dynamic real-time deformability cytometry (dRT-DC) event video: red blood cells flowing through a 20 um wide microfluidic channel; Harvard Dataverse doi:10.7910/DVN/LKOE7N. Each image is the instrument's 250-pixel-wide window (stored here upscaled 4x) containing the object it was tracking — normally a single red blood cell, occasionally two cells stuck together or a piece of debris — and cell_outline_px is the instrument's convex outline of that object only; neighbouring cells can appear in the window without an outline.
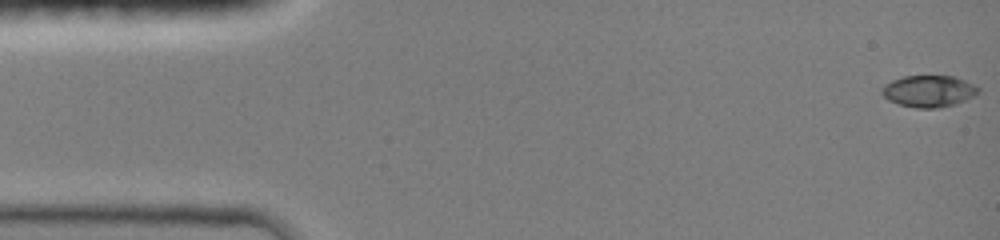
{"species": "common noctule bat (a hibernating species)", "species_latin": "Nyctalus noctula", "temperature_condition": "room temperature", "stored_images_in_passage": 32, "camera_frame_rate_fps": 3000, "um_per_image_px": 0.085, "animal": {"sex": "female", "body_mass_g": 19.0, "forearm_length_mm": 51.5}, "frame": {"image": 1, "passage_image": 1, "time_ms": 0.0, "image_size_px": [1000, 240], "cell_outline_px": [[980, 92], [956, 104], [936, 108], [916, 108], [900, 104], [888, 100], [880, 92], [884, 84], [892, 80], [904, 76], [956, 76], [980, 88]], "centroid_in_image_um": [78.93, 7.74], "position_along_channel_um": 6.1, "area_um2": 17.74}}
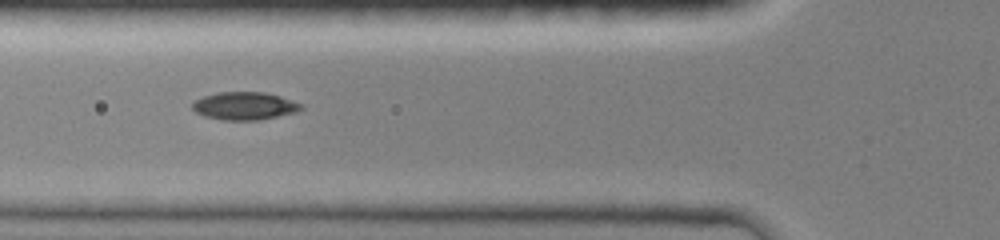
{"frame": {"image": 2, "passage_image": 21, "time_ms": 5.333, "image_size_px": [1000, 240], "cell_outline_px": [[304, 108], [296, 112], [256, 120], [224, 120], [204, 116], [196, 112], [192, 108], [192, 104], [196, 100], [204, 96], [220, 92], [264, 92], [280, 96], [304, 104]], "centroid_in_image_um": [20.81, 9.0], "position_along_channel_um": 105.0, "area_um2": 17.51}}
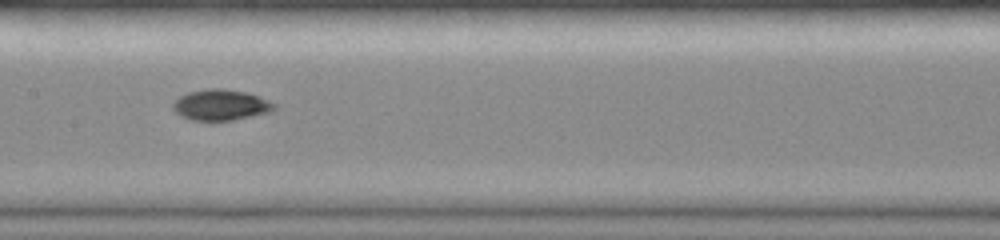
{"frame": {"image": 3, "passage_image": 31, "time_ms": 7.333, "image_size_px": [1000, 240], "cell_outline_px": [[276, 108], [268, 112], [232, 120], [208, 124], [188, 120], [180, 116], [172, 108], [172, 104], [180, 96], [188, 92], [208, 88], [220, 88], [244, 92], [268, 100], [276, 104]], "centroid_in_image_um": [18.69, 8.97], "position_along_channel_um": 188.7, "area_um2": 18.61}}